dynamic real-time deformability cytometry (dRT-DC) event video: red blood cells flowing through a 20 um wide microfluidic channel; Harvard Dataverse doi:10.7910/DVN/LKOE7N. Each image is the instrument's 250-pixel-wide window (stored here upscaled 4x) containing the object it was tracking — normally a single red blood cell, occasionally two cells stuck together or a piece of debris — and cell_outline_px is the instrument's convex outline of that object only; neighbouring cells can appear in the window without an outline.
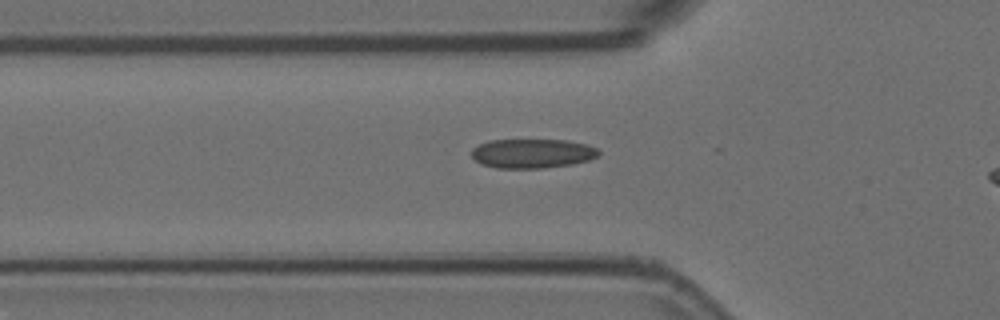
{"species": "Egyptian fruit bat (a non-hibernating species)", "species_latin": "Rousettus aegyptiacus", "temperature_condition": "room temperature", "stored_images_in_passage": 15, "camera_frame_rate_fps": 3000, "um_per_image_px": 0.085, "animal": {"sex": "female"}, "frame": {"image": 1, "passage_image": 11, "time_ms": 3.333, "image_size_px": [1000, 320], "cell_outline_px": [[600, 152], [596, 156], [588, 160], [572, 164], [544, 168], [496, 168], [480, 164], [472, 156], [472, 148], [488, 140], [568, 140], [584, 144], [596, 148]], "centroid_in_image_um": [45.21, 13.04], "position_along_channel_um": 80.6, "area_um2": 21.62}}
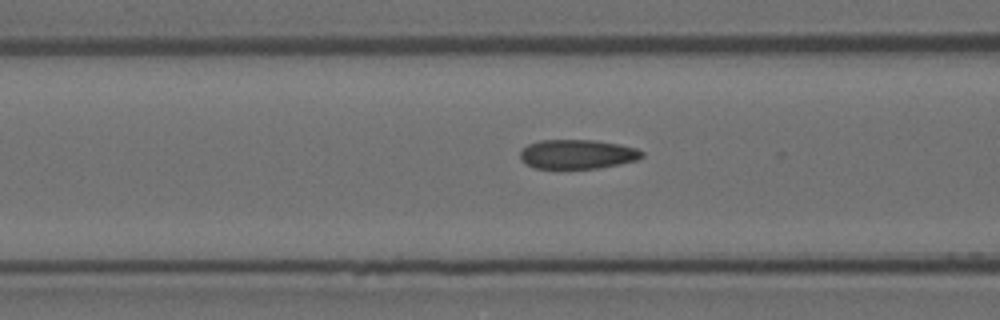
{"frame": {"image": 2, "passage_image": 14, "time_ms": 4.333, "image_size_px": [1000, 320], "cell_outline_px": [[644, 156], [636, 160], [620, 164], [596, 168], [532, 168], [524, 164], [520, 160], [520, 152], [528, 144], [540, 140], [592, 140], [620, 144], [636, 148], [644, 152]], "centroid_in_image_um": [49.06, 13.11], "position_along_channel_um": 117.5, "area_um2": 20.87}}